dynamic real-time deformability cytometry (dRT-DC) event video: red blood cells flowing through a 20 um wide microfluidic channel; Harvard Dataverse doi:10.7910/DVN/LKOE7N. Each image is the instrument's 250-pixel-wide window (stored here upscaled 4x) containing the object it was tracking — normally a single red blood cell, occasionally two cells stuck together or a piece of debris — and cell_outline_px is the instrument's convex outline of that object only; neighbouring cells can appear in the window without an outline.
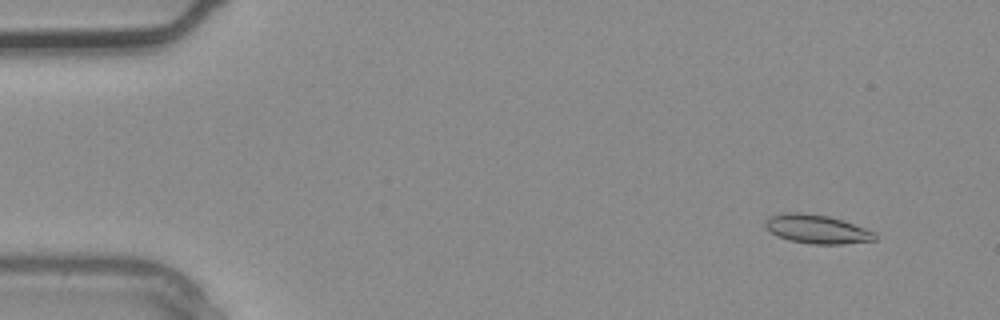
{"species": "common noctule bat (a hibernating species)", "species_latin": "Nyctalus noctula", "temperature_condition": "warm", "stored_images_in_passage": 3, "camera_frame_rate_fps": 3000, "um_per_image_px": 0.085, "animal": {"sex": "male", "body_mass_g": 20.4}, "frame": {"image": 1, "passage_image": 1, "time_ms": 0.0, "image_size_px": [1000, 320], "cell_outline_px": [[876, 240], [840, 244], [812, 244], [788, 240], [776, 236], [764, 228], [764, 220], [768, 216], [788, 212], [800, 212], [828, 216], [876, 232]], "centroid_in_image_um": [69.36, 19.48], "position_along_channel_um": 15.6, "area_um2": 18.44}}